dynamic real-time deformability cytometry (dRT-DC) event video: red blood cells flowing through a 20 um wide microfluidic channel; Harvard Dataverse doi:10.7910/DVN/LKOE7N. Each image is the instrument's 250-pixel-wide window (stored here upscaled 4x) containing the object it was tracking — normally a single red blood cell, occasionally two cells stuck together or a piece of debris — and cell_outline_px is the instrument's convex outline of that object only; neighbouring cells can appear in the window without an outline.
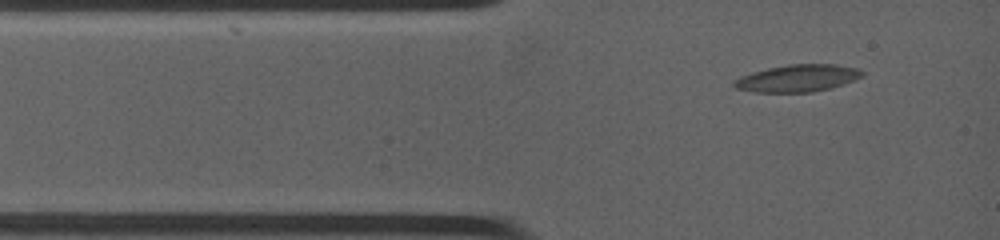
{"species": "common noctule bat (a hibernating species)", "species_latin": "Nyctalus noctula", "temperature_condition": "warm", "stored_images_in_passage": 17, "camera_frame_rate_fps": 4500, "um_per_image_px": 0.085, "animal": {"sex": "female", "body_mass_g": 19.0, "forearm_length_mm": 53.3}, "frame": {"image": 1, "passage_image": 2, "time_ms": 0.667, "image_size_px": [1000, 240], "cell_outline_px": [[864, 76], [828, 88], [808, 92], [756, 92], [736, 88], [732, 84], [736, 80], [744, 76], [768, 68], [788, 64], [836, 64], [856, 68], [864, 72]], "centroid_in_image_um": [67.82, 6.64], "position_along_channel_um": 17.2, "area_um2": 19.71}}
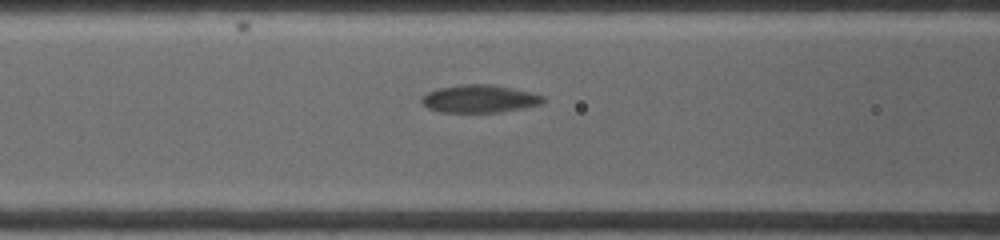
{"frame": {"image": 2, "passage_image": 8, "time_ms": 4.222, "image_size_px": [1000, 240], "cell_outline_px": [[544, 100], [540, 104], [524, 108], [500, 112], [440, 112], [428, 108], [420, 100], [428, 92], [440, 88], [460, 84], [492, 84], [532, 92], [544, 96]], "centroid_in_image_um": [40.78, 8.39], "position_along_channel_um": 125.8, "area_um2": 19.59}}
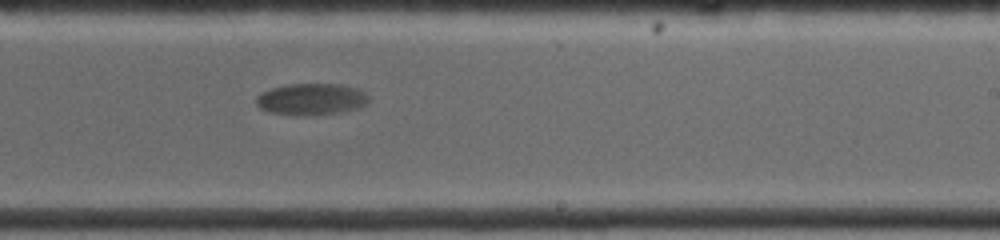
{"frame": {"image": 3, "passage_image": 16, "time_ms": 8.0, "image_size_px": [1000, 240], "cell_outline_px": [[368, 104], [360, 108], [340, 112], [312, 116], [268, 112], [260, 108], [256, 104], [256, 96], [260, 92], [272, 88], [288, 84], [340, 84], [356, 88], [364, 92], [368, 96]], "centroid_in_image_um": [26.46, 8.43], "position_along_channel_um": 262.5, "area_um2": 20.87}}